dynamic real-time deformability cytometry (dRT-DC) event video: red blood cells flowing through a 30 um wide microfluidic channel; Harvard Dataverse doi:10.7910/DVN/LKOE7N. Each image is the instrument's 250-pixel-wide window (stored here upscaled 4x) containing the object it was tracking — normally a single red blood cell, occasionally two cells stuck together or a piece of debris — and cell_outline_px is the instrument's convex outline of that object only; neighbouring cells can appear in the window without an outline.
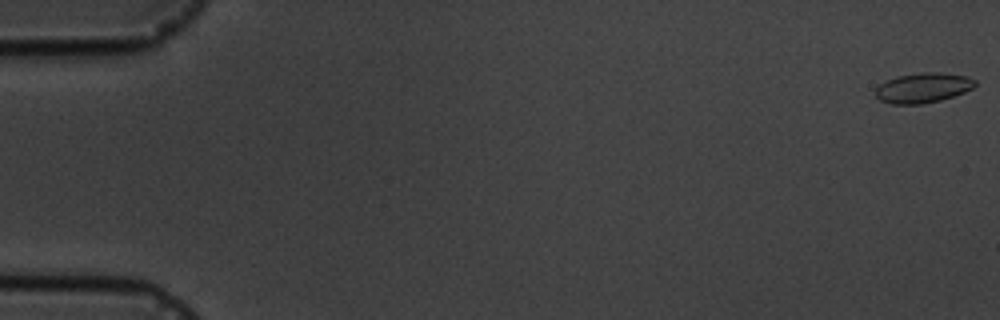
{"species": "common noctule bat (a hibernating species)", "species_latin": "Nyctalus noctula", "temperature_condition": "cold", "stored_images_in_passage": 16, "camera_frame_rate_fps": 3000, "um_per_image_px": 0.085, "animal": {"sex": "male", "body_mass_g": 19.5, "forearm_length_mm": 54.6}, "frame": {"image": 1, "passage_image": 1, "time_ms": 0.0, "image_size_px": [1000, 320], "cell_outline_px": [[976, 84], [972, 88], [964, 92], [940, 100], [920, 104], [892, 104], [880, 100], [876, 96], [876, 88], [880, 84], [896, 76], [920, 72], [940, 72], [968, 76], [976, 80]], "centroid_in_image_um": [78.46, 7.45], "position_along_channel_um": 6.5, "area_um2": 17.34}}
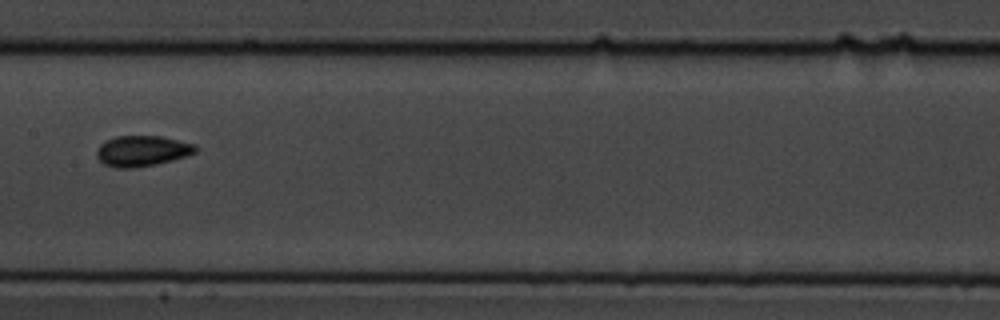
{"frame": {"image": 2, "passage_image": 9, "time_ms": 9.333, "image_size_px": [1000, 320], "cell_outline_px": [[196, 152], [172, 160], [156, 164], [136, 168], [116, 168], [104, 164], [96, 156], [96, 152], [100, 144], [116, 136], [160, 136], [196, 144]], "centroid_in_image_um": [12.06, 12.83], "position_along_channel_um": 195.3, "area_um2": 17.57}}
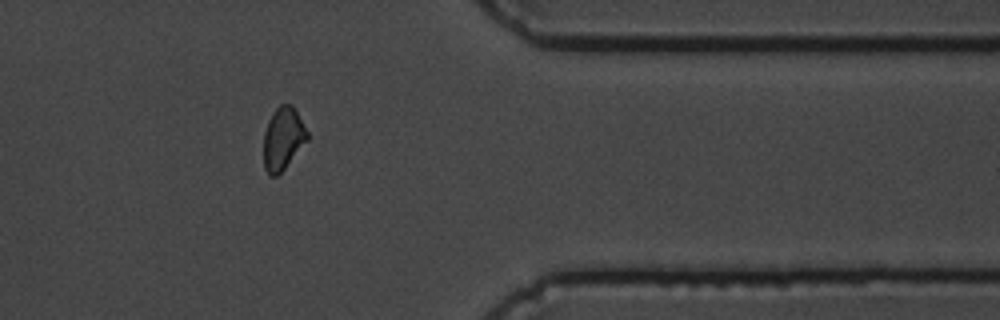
{"frame": {"image": 3, "passage_image": 14, "time_ms": 15.0, "image_size_px": [1000, 320], "cell_outline_px": [[308, 140], [284, 168], [276, 176], [268, 176], [264, 168], [264, 132], [268, 120], [272, 112], [280, 104], [292, 104], [308, 132]], "centroid_in_image_um": [24.04, 11.77], "position_along_channel_um": 387.4, "area_um2": 15.9}, "authors_computed_cell_mechanics": {"area_um2": 16.5597, "velocity_mm_per_s": 3.6352, "shape_relaxation_time_tau1_ms": 1.5246, "shape_relaxation_time_tau2_ms": 1.7719, "deformation_change_tau1": 0.0687, "deformation_change_tau2": 0.0664}}